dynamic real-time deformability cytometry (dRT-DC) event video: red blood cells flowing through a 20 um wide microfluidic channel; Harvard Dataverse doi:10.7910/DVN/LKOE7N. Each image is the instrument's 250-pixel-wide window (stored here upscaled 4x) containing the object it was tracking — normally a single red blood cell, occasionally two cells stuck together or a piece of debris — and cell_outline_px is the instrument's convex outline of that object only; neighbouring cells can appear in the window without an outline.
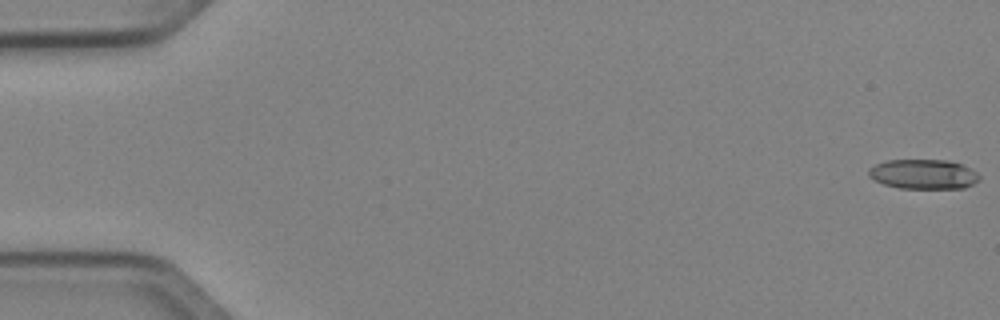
{"species": "Egyptian fruit bat (a non-hibernating species)", "species_latin": "Rousettus aegyptiacus", "temperature_condition": "cold", "stored_images_in_passage": 42, "camera_frame_rate_fps": 3000, "um_per_image_px": 0.085, "animal": {"sex": "female"}, "frame": {"image": 1, "passage_image": 1, "time_ms": 0.0, "image_size_px": [1000, 320], "cell_outline_px": [[980, 180], [964, 188], [900, 188], [884, 184], [868, 176], [868, 168], [876, 164], [888, 160], [948, 160], [964, 164], [976, 172], [980, 176]], "centroid_in_image_um": [78.51, 14.8], "position_along_channel_um": 6.5, "area_um2": 19.19}}
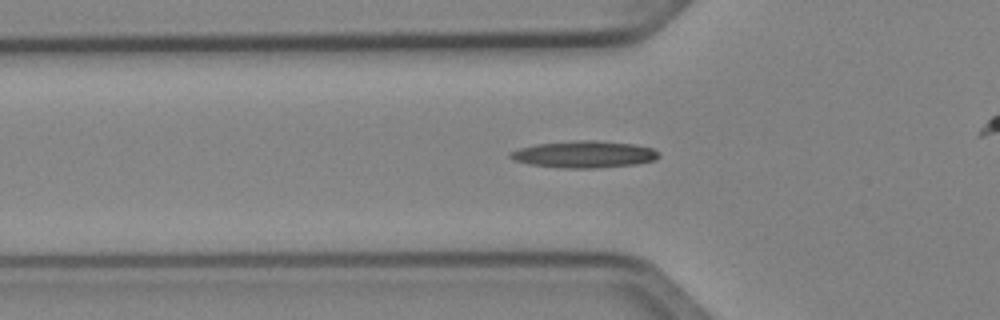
{"frame": {"image": 2, "passage_image": 18, "time_ms": 5.667, "image_size_px": [1000, 320], "cell_outline_px": [[660, 156], [656, 160], [636, 164], [592, 168], [564, 168], [528, 164], [512, 160], [508, 156], [508, 152], [520, 148], [536, 144], [576, 140], [596, 140], [632, 144], [652, 148], [660, 152]], "centroid_in_image_um": [49.63, 13.12], "position_along_channel_um": 76.2, "area_um2": 23.35}}
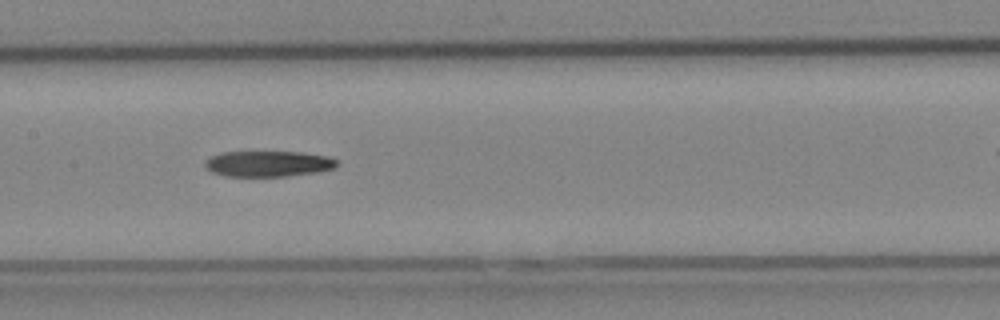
{"frame": {"image": 3, "passage_image": 26, "time_ms": 8.333, "image_size_px": [1000, 320], "cell_outline_px": [[340, 160], [336, 168], [316, 172], [284, 176], [228, 176], [212, 172], [204, 168], [204, 160], [220, 152], [304, 152], [328, 156]], "centroid_in_image_um": [22.82, 13.91], "position_along_channel_um": 184.6, "area_um2": 20.0}}